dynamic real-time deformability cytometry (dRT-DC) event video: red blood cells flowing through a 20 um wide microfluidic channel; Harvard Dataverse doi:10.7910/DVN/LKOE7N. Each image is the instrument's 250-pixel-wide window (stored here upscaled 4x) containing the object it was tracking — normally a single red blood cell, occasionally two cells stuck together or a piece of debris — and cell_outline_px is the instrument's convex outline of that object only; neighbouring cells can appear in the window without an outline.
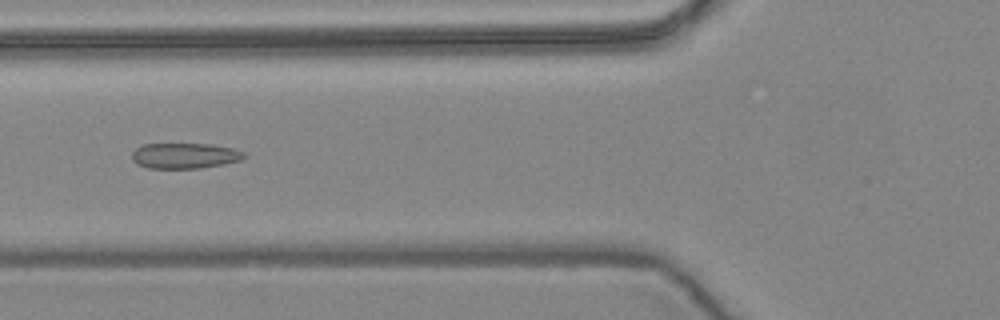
{"species": "common noctule bat (a hibernating species)", "species_latin": "Nyctalus noctula", "temperature_condition": "warm", "stored_images_in_passage": 56, "camera_frame_rate_fps": 3000, "um_per_image_px": 0.085, "animal": {"sex": "female", "body_mass_g": 24.6, "forearm_length_mm": 56.2}, "frame": {"image": 1, "passage_image": 21, "time_ms": 6.667, "image_size_px": [1000, 320], "cell_outline_px": [[248, 156], [240, 160], [224, 164], [200, 168], [148, 168], [136, 164], [132, 160], [132, 152], [136, 148], [144, 144], [212, 144], [232, 148], [244, 152]], "centroid_in_image_um": [15.7, 13.24], "position_along_channel_um": 110.1, "area_um2": 16.76}}
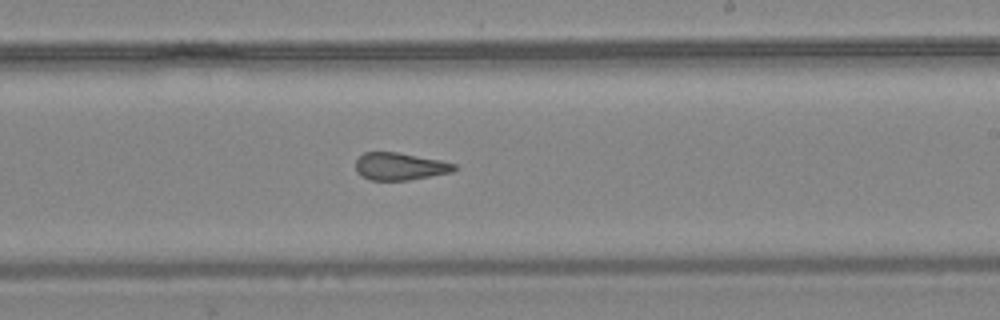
{"frame": {"image": 2, "passage_image": 33, "time_ms": 10.667, "image_size_px": [1000, 320], "cell_outline_px": [[456, 168], [452, 172], [408, 180], [372, 180], [360, 176], [356, 172], [356, 160], [364, 152], [396, 152], [440, 160], [456, 164]], "centroid_in_image_um": [33.96, 14.14], "position_along_channel_um": 255.0, "area_um2": 15.66}}
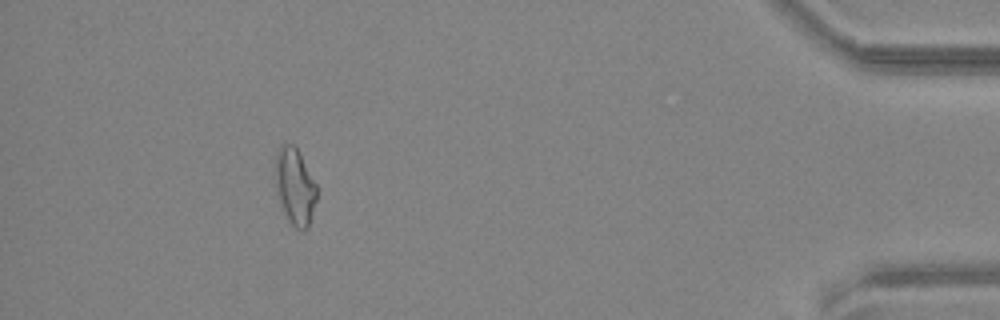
{"frame": {"image": 3, "passage_image": 51, "time_ms": 16.667, "image_size_px": [1000, 320], "cell_outline_px": [[316, 200], [308, 228], [304, 232], [300, 232], [288, 220], [280, 208], [276, 188], [276, 152], [280, 144], [296, 144], [316, 184]], "centroid_in_image_um": [25.06, 15.86], "position_along_channel_um": 410.1, "area_um2": 18.79}, "authors_computed_cell_mechanics": {"area_um2": 17.5712, "velocity_mm_per_s": 3.6246, "shape_relaxation_time_tau1_ms": null, "shape_relaxation_time_tau2_ms": 2.1153, "deformation_change_tau1": null, "deformation_change_tau2": 0.1088}}